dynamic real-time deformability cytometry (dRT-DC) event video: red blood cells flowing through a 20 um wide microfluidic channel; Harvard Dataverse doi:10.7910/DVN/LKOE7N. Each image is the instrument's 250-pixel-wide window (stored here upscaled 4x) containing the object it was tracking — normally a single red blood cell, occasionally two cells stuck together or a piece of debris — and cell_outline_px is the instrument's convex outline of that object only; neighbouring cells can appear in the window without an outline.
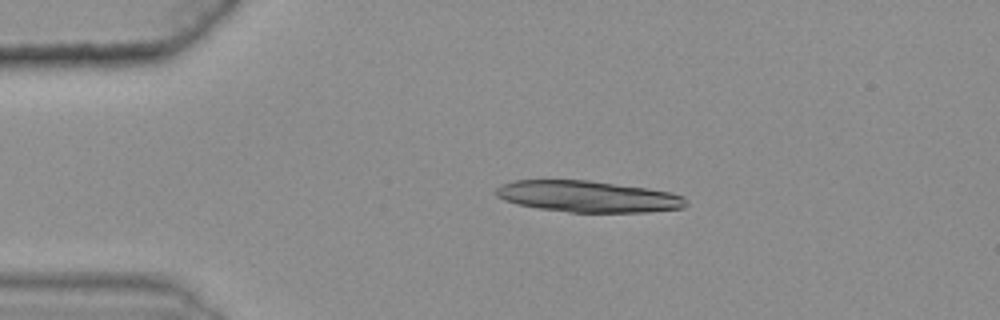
{"species": "common noctule bat (a hibernating species)", "species_latin": "Nyctalus noctula", "temperature_condition": "warm", "stored_images_in_passage": 37, "segment_of_instrument_passage": [1, 2], "camera_frame_rate_fps": 3000, "um_per_image_px": 0.085, "animal": {"sex": "female", "body_mass_g": 25.1}, "frame": {"image": 1, "passage_image": 1, "time_ms": 0.0, "image_size_px": [1000, 320], "cell_outline_px": [[688, 204], [684, 208], [648, 212], [568, 212], [540, 208], [520, 204], [504, 200], [496, 196], [496, 188], [500, 184], [516, 180], [588, 180], [648, 188], [672, 192], [684, 196], [688, 200]], "centroid_in_image_um": [50.03, 16.7], "position_along_channel_um": 35.0, "area_um2": 34.85}}